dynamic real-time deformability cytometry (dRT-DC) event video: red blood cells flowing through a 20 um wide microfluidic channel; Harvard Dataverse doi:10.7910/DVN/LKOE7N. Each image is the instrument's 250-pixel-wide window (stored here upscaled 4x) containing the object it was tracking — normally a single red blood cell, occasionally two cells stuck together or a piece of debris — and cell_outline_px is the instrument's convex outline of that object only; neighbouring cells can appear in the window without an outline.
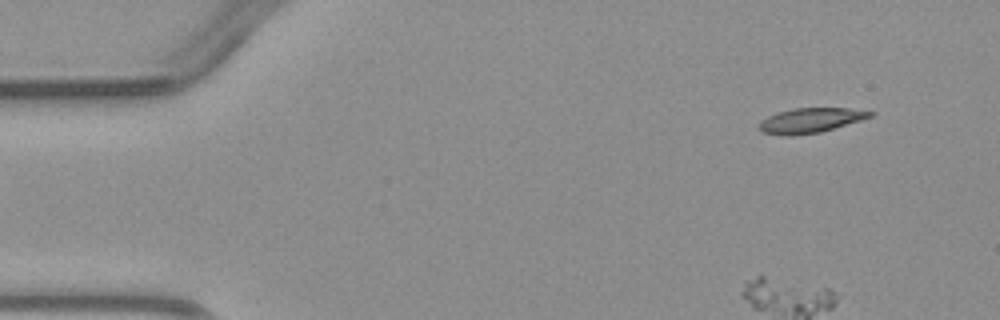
{"species": "common noctule bat (a hibernating species)", "species_latin": "Nyctalus noctula", "temperature_condition": "warm", "stored_images_in_passage": 5, "segment_of_instrument_passage": [2, 2], "camera_frame_rate_fps": 3000, "um_per_image_px": 0.085, "animal": {"sex": "male", "body_mass_g": 23.1, "forearm_length_mm": 52.7}, "frame": {"image": 1, "passage_image": 5, "time_ms": 4.667, "image_size_px": [1000, 320], "cell_outline_px": [[876, 112], [872, 116], [860, 120], [820, 132], [792, 136], [784, 136], [760, 132], [756, 124], [760, 120], [768, 116], [792, 108], [848, 108]], "centroid_in_image_um": [68.82, 10.24], "position_along_channel_um": 16.2, "area_um2": 16.13}}